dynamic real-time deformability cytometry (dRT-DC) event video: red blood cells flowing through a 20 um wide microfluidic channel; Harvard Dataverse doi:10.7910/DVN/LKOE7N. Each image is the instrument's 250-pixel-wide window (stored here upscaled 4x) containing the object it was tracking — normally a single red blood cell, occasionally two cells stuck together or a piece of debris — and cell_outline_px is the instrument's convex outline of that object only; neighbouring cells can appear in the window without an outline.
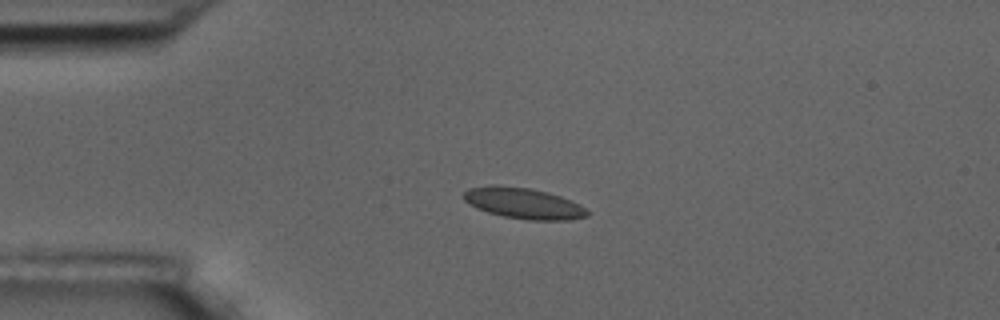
{"species": "common noctule bat (a hibernating species)", "species_latin": "Nyctalus noctula", "temperature_condition": "room temperature", "stored_images_in_passage": 4, "camera_frame_rate_fps": 3000, "um_per_image_px": 0.085, "animal": {"sex": "male", "body_mass_g": 17.5, "forearm_length_mm": 52.3}, "frame": {"image": 1, "passage_image": 3, "time_ms": 2.333, "image_size_px": [1000, 320], "cell_outline_px": [[588, 216], [572, 220], [528, 220], [504, 216], [488, 212], [476, 208], [468, 204], [460, 196], [468, 188], [492, 184], [496, 184], [532, 188], [548, 192], [572, 200], [580, 204], [588, 212]], "centroid_in_image_um": [44.46, 17.26], "position_along_channel_um": 40.5, "area_um2": 22.66}}